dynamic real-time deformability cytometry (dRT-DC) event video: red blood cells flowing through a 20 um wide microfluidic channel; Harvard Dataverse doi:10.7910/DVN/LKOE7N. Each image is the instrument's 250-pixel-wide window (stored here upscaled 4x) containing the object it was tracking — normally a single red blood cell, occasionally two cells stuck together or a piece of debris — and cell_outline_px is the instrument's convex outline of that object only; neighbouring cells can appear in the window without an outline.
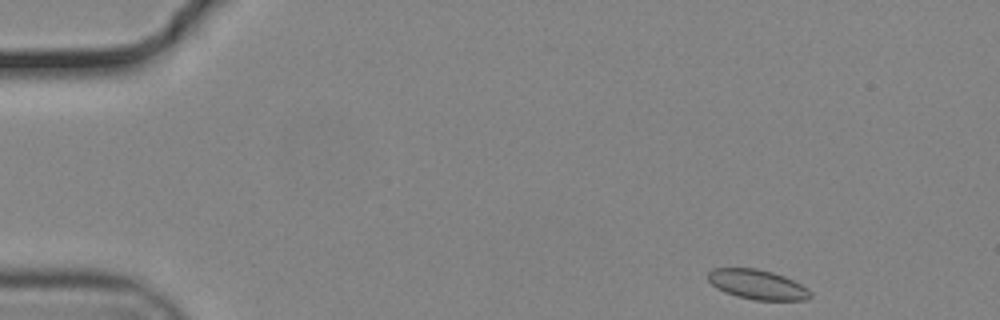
{"species": "common noctule bat (a hibernating species)", "species_latin": "Nyctalus noctula", "temperature_condition": "cold", "stored_images_in_passage": 50, "camera_frame_rate_fps": 3000, "um_per_image_px": 0.085, "animal": {"sex": "male", "body_mass_g": 19.2, "forearm_length_mm": 51.8}, "frame": {"image": 1, "passage_image": 1, "time_ms": 0.0, "image_size_px": [1000, 320], "cell_outline_px": [[812, 296], [804, 300], [756, 300], [736, 296], [724, 292], [716, 288], [708, 280], [708, 272], [712, 268], [756, 268], [772, 272], [784, 276], [808, 288], [812, 292]], "centroid_in_image_um": [64.37, 24.18], "position_along_channel_um": 20.6, "area_um2": 17.74}}
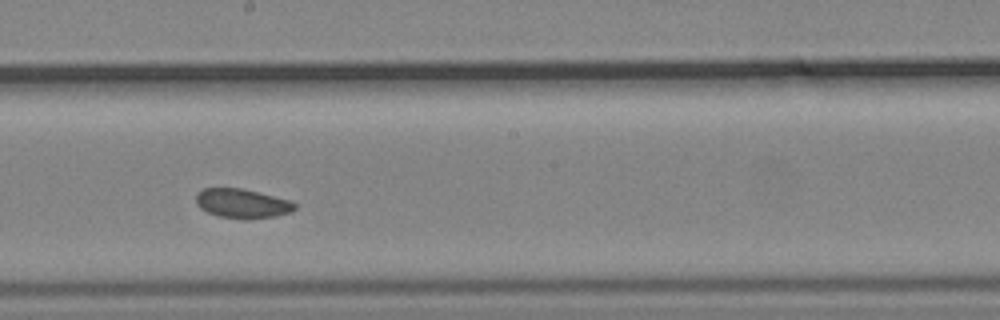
{"frame": {"image": 2, "passage_image": 26, "time_ms": 8.333, "image_size_px": [1000, 320], "cell_outline_px": [[296, 208], [288, 212], [276, 216], [244, 220], [220, 216], [208, 212], [200, 208], [196, 204], [196, 192], [204, 188], [244, 188], [288, 200], [296, 204]], "centroid_in_image_um": [20.55, 17.29], "position_along_channel_um": 227.7, "area_um2": 16.88}}
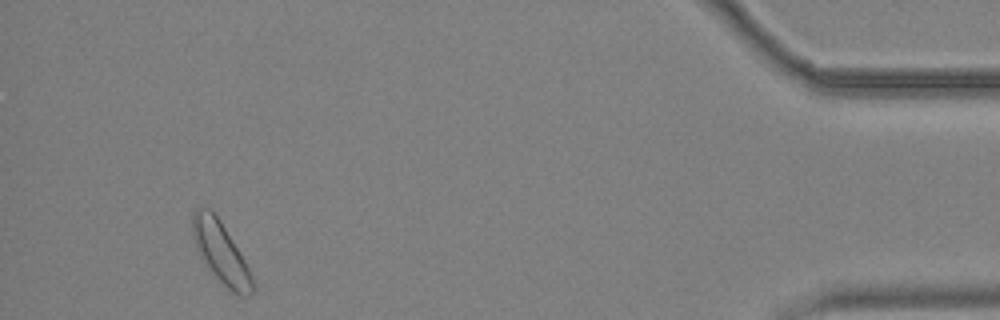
{"frame": {"image": 3, "passage_image": 47, "time_ms": 15.333, "image_size_px": [1000, 320], "cell_outline_px": [[252, 292], [248, 296], [240, 296], [232, 292], [204, 264], [196, 248], [192, 236], [192, 212], [196, 208], [208, 208], [220, 220], [240, 252], [252, 276]], "centroid_in_image_um": [18.73, 21.44], "position_along_channel_um": 416.5, "area_um2": 20.98}, "authors_computed_cell_mechanics": {"area_um2": 17.7446, "velocity_mm_per_s": 3.6712, "shape_relaxation_time_tau1_ms": 3.3681, "shape_relaxation_time_tau2_ms": 5.019, "deformation_change_tau1": 0.0321, "deformation_change_tau2": 0.0764}}